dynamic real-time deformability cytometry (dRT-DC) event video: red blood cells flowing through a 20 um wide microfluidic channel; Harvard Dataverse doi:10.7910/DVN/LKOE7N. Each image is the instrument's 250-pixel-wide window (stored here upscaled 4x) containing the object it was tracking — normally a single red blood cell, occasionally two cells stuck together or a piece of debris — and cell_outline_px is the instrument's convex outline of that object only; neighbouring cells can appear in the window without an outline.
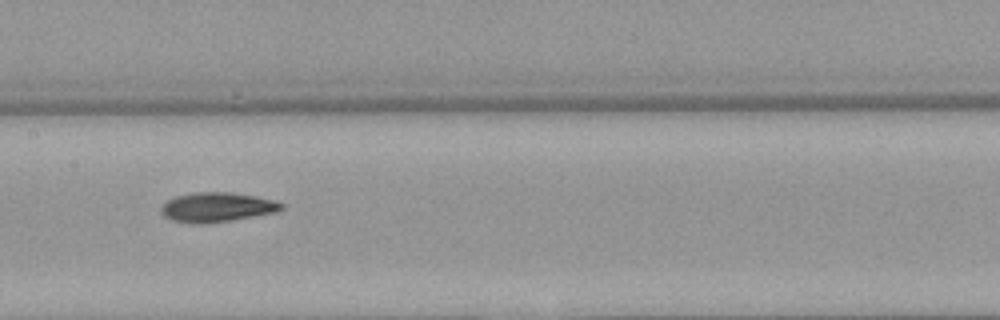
{"species": "Egyptian fruit bat (a non-hibernating species)", "species_latin": "Rousettus aegyptiacus", "temperature_condition": "warm", "stored_images_in_passage": 8, "camera_frame_rate_fps": 3000, "um_per_image_px": 0.085, "animal": {"sex": "female"}, "frame": {"image": 1, "passage_image": 7, "time_ms": 7.667, "image_size_px": [1000, 320], "cell_outline_px": [[284, 208], [276, 212], [228, 220], [196, 224], [192, 224], [172, 220], [164, 216], [160, 212], [160, 208], [168, 200], [176, 196], [192, 192], [232, 192], [256, 196], [276, 200], [284, 204]], "centroid_in_image_um": [18.44, 17.59], "position_along_channel_um": 189.0, "area_um2": 20.63}}
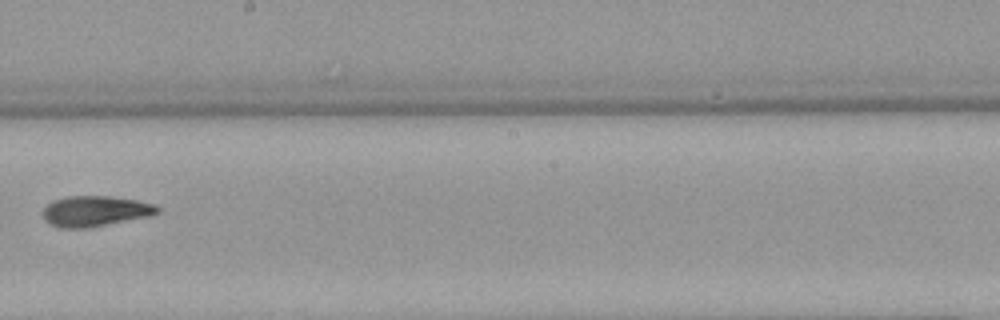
{"frame": {"image": 2, "passage_image": 8, "time_ms": 9.0, "image_size_px": [1000, 320], "cell_outline_px": [[160, 212], [152, 216], [84, 228], [60, 228], [44, 220], [44, 208], [52, 200], [68, 196], [108, 196], [136, 200], [156, 204], [160, 208]], "centroid_in_image_um": [8.13, 17.94], "position_along_channel_um": 240.1, "area_um2": 20.35}}